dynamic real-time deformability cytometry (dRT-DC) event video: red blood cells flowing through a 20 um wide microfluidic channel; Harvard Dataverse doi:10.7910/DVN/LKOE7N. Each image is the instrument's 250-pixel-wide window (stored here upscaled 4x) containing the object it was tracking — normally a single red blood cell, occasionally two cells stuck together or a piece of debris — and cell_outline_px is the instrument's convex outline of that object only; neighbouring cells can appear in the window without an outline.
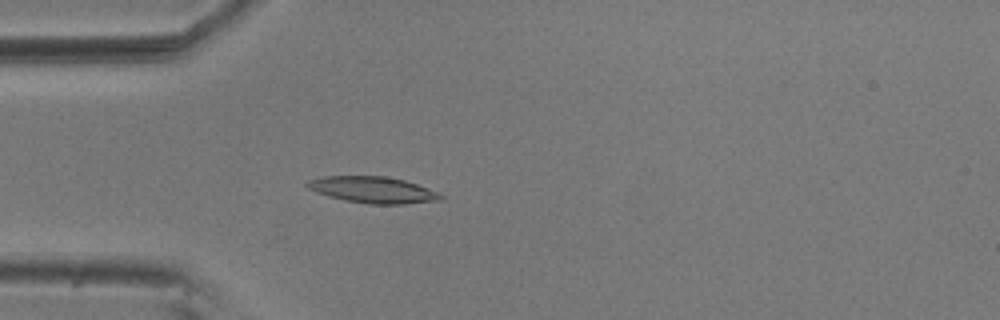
{"species": "common noctule bat (a hibernating species)", "species_latin": "Nyctalus noctula", "temperature_condition": "room temperature", "stored_images_in_passage": 54, "camera_frame_rate_fps": 3000, "um_per_image_px": 0.085, "animal": {"sex": "male", "body_mass_g": 20.5, "forearm_length_mm": 52.5}, "frame": {"image": 1, "passage_image": 15, "time_ms": 4.667, "image_size_px": [1000, 320], "cell_outline_px": [[444, 196], [440, 200], [404, 204], [368, 204], [328, 196], [316, 192], [308, 188], [304, 184], [308, 180], [324, 176], [384, 176], [404, 180], [440, 192]], "centroid_in_image_um": [31.7, 16.13], "position_along_channel_um": 53.3, "area_um2": 20.46}}
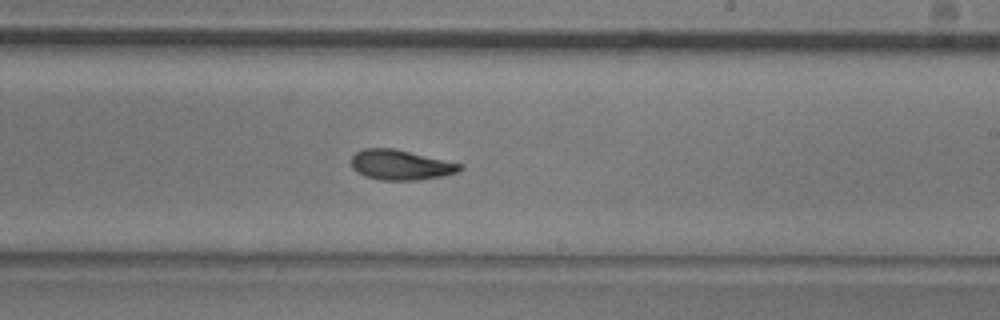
{"frame": {"image": 2, "passage_image": 32, "time_ms": 10.333, "image_size_px": [1000, 320], "cell_outline_px": [[464, 168], [456, 172], [444, 176], [416, 180], [380, 180], [364, 176], [356, 172], [352, 168], [352, 156], [356, 152], [364, 148], [392, 148], [464, 164]], "centroid_in_image_um": [34.06, 14.02], "position_along_channel_um": 254.9, "area_um2": 19.07}}
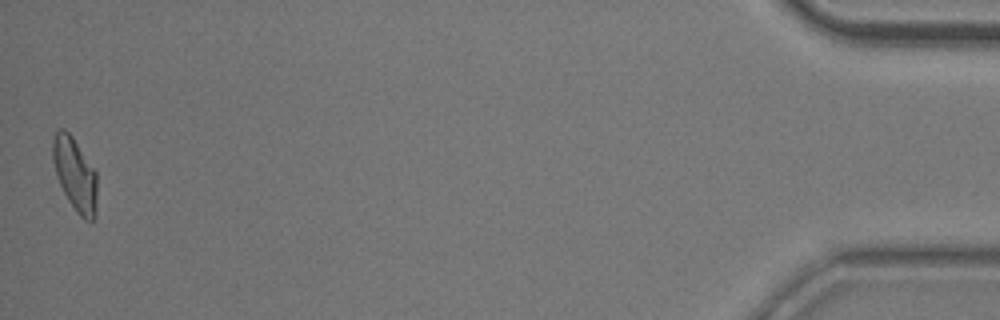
{"frame": {"image": 3, "passage_image": 54, "time_ms": 17.667, "image_size_px": [1000, 320], "cell_outline_px": [[96, 216], [92, 220], [84, 220], [76, 212], [68, 200], [56, 176], [52, 160], [52, 140], [56, 132], [60, 128], [64, 128], [72, 136], [96, 172]], "centroid_in_image_um": [6.36, 14.82], "position_along_channel_um": 428.8, "area_um2": 18.84}, "authors_computed_cell_mechanics": {"area_um2": 19.074, "velocity_mm_per_s": 3.6588, "shape_relaxation_time_tau1_ms": 7.2801, "shape_relaxation_time_tau2_ms": 3.321, "deformation_change_tau1": 0.1939, "deformation_change_tau2": 0.101}}